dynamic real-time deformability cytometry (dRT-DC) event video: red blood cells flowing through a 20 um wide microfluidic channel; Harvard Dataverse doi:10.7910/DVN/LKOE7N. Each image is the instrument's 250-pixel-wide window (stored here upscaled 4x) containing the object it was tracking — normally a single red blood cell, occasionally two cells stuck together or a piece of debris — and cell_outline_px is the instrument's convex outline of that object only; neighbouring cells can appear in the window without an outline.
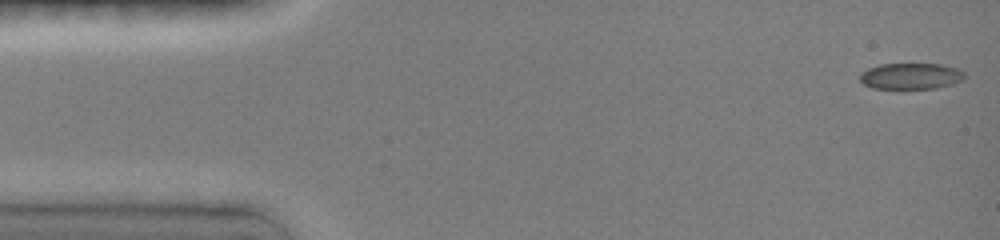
{"species": "common noctule bat (a hibernating species)", "species_latin": "Nyctalus noctula", "temperature_condition": "room temperature", "stored_images_in_passage": 47, "camera_frame_rate_fps": 3000, "um_per_image_px": 0.085, "animal": {"sex": "female", "body_mass_g": 19.0, "forearm_length_mm": 51.5}, "frame": {"image": 1, "passage_image": 1, "time_ms": 0.0, "image_size_px": [1000, 240], "cell_outline_px": [[964, 80], [952, 84], [936, 88], [872, 88], [864, 84], [860, 80], [860, 72], [868, 68], [880, 64], [944, 64], [956, 68], [964, 72]], "centroid_in_image_um": [77.42, 6.46], "position_along_channel_um": 7.6, "area_um2": 15.95}}
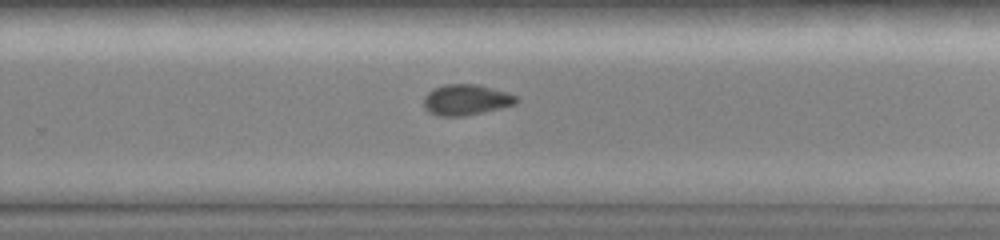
{"frame": {"image": 2, "passage_image": 31, "time_ms": 10.0, "image_size_px": [1000, 240], "cell_outline_px": [[516, 104], [500, 108], [464, 116], [436, 116], [428, 112], [424, 108], [424, 96], [432, 88], [444, 84], [476, 84], [504, 92], [516, 96]], "centroid_in_image_um": [39.54, 8.49], "position_along_channel_um": 290.3, "area_um2": 16.47}}
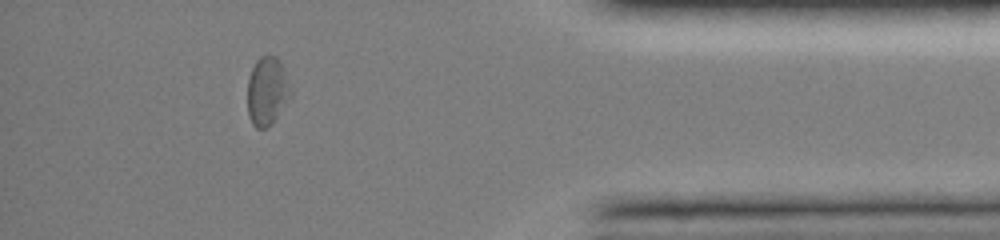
{"frame": {"image": 3, "passage_image": 42, "time_ms": 13.667, "image_size_px": [1000, 240], "cell_outline_px": [[292, 92], [272, 124], [268, 128], [256, 128], [252, 124], [248, 116], [248, 80], [252, 68], [256, 60], [260, 56], [276, 56], [280, 60]], "centroid_in_image_um": [22.69, 7.75], "position_along_channel_um": 412.5, "area_um2": 17.05}, "authors_computed_cell_mechanics": {"area_um2": 16.6464, "velocity_mm_per_s": 4.0149, "shape_relaxation_time_tau1_ms": 3.6259, "shape_relaxation_time_tau2_ms": null, "deformation_change_tau1": 0.1062, "deformation_change_tau2": null}}